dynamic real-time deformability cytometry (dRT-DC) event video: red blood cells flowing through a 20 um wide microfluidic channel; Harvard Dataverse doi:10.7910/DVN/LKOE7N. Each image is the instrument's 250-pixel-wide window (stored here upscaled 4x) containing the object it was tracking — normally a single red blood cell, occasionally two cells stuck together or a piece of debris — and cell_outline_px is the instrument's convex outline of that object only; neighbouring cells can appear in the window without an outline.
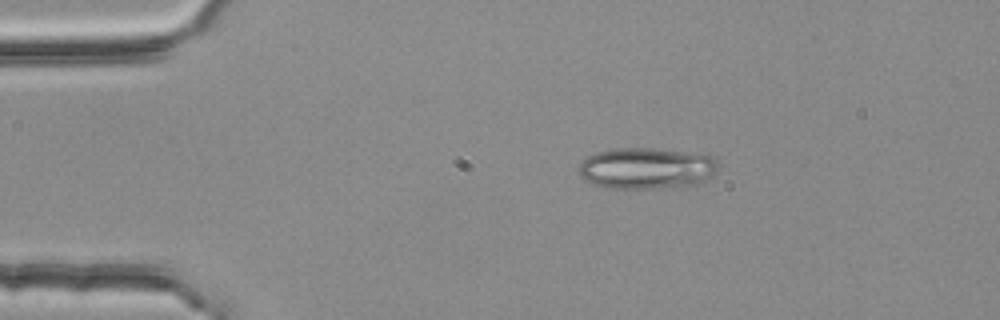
{"species": "common noctule bat (a hibernating species)", "species_latin": "Nyctalus noctula", "temperature_condition": "room temperature", "stored_images_in_passage": 6, "camera_frame_rate_fps": 3000, "um_per_image_px": 0.085, "animal": {"sex": "female", "body_mass_g": 25.1}, "frame": {"image": 1, "passage_image": 3, "time_ms": 0.667, "image_size_px": [1000, 320], "cell_outline_px": [[716, 168], [704, 180], [696, 184], [684, 188], [604, 188], [592, 184], [584, 180], [580, 176], [580, 164], [588, 156], [596, 152], [616, 148], [656, 148], [712, 156], [716, 160]], "centroid_in_image_um": [54.91, 14.32], "position_along_channel_um": 30.1, "area_um2": 33.52}}